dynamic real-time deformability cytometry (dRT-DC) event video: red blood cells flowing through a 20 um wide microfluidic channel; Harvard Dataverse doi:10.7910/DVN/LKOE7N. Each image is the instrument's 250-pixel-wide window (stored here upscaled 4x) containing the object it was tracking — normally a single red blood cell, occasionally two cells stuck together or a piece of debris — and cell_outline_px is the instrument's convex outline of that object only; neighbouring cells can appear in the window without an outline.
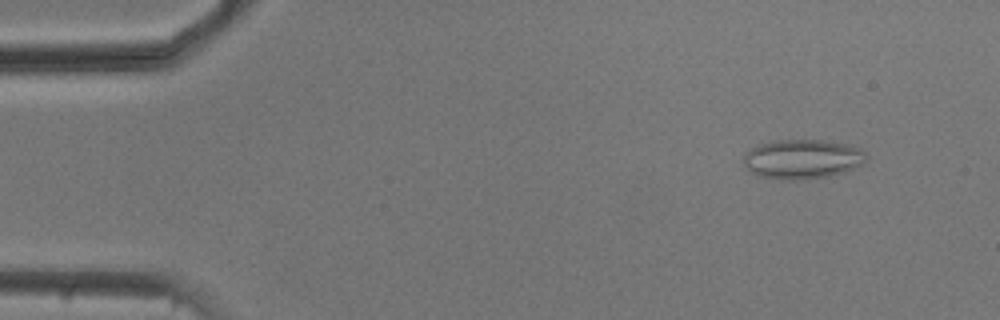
{"species": "common noctule bat (a hibernating species)", "species_latin": "Nyctalus noctula", "temperature_condition": "cold", "stored_images_in_passage": 53, "camera_frame_rate_fps": 3000, "um_per_image_px": 0.085, "animal": {"sex": "male", "body_mass_g": 20.5, "forearm_length_mm": 52.5}, "frame": {"image": 1, "passage_image": 5, "time_ms": 1.333, "image_size_px": [1000, 320], "cell_outline_px": [[868, 156], [864, 164], [844, 172], [828, 176], [796, 180], [780, 180], [756, 176], [744, 164], [744, 152], [748, 148], [772, 140], [824, 140], [848, 144], [860, 148]], "centroid_in_image_um": [68.19, 13.52], "position_along_channel_um": 16.8, "area_um2": 28.61}}
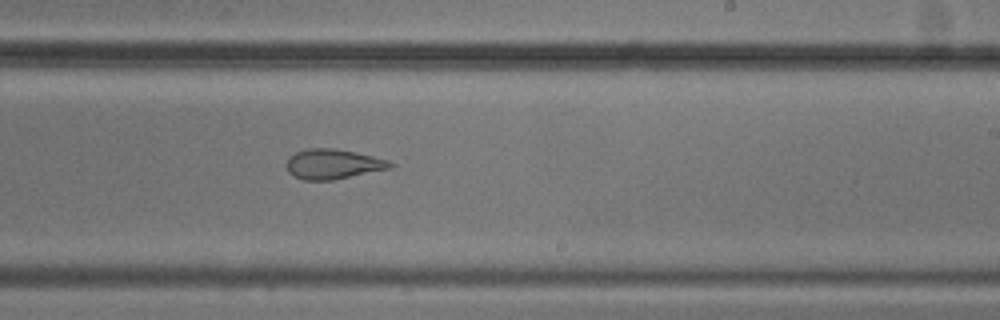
{"frame": {"image": 2, "passage_image": 32, "time_ms": 10.333, "image_size_px": [1000, 320], "cell_outline_px": [[396, 164], [392, 168], [332, 180], [304, 180], [292, 176], [288, 172], [284, 164], [288, 156], [296, 152], [308, 148], [336, 148], [356, 152], [388, 160]], "centroid_in_image_um": [28.27, 13.94], "position_along_channel_um": 260.7, "area_um2": 18.38}}
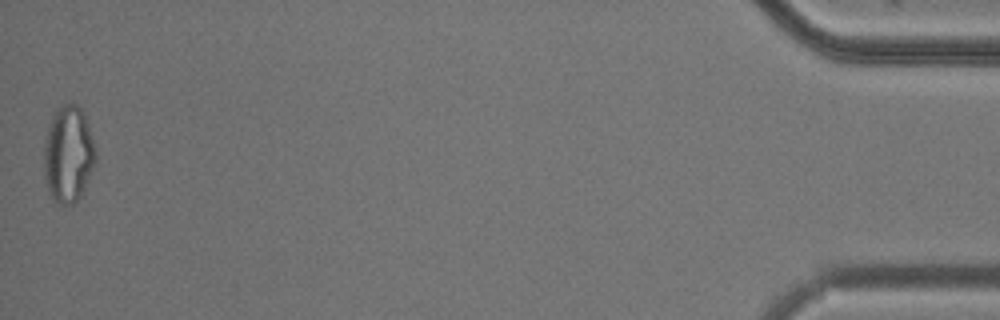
{"frame": {"image": 3, "passage_image": 53, "time_ms": 17.333, "image_size_px": [1000, 320], "cell_outline_px": [[96, 160], [84, 192], [72, 204], [60, 204], [52, 200], [48, 192], [44, 176], [44, 140], [52, 116], [56, 108], [64, 104], [76, 104], [84, 112], [96, 152]], "centroid_in_image_um": [5.79, 13.13], "position_along_channel_um": 429.4, "area_um2": 29.3}, "authors_computed_cell_mechanics": {"area_um2": 23.698, "velocity_mm_per_s": 3.7568, "shape_relaxation_time_tau1_ms": null, "shape_relaxation_time_tau2_ms": 1.8263, "deformation_change_tau1": null, "deformation_change_tau2": 0.079}}